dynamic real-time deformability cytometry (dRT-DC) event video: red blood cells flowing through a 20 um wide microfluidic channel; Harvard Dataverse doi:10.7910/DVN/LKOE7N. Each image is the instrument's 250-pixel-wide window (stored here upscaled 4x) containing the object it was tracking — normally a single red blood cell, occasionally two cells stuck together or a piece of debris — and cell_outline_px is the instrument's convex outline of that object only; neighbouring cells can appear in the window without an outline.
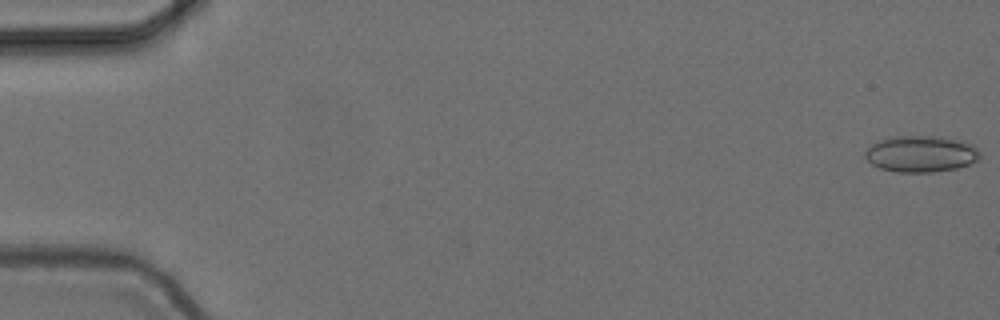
{"species": "common noctule bat (a hibernating species)", "species_latin": "Nyctalus noctula", "temperature_condition": "cold", "stored_images_in_passage": 56, "camera_frame_rate_fps": 3000, "um_per_image_px": 0.085, "animal": {"sex": "female", "body_mass_g": 24.6, "forearm_length_mm": 56.2}, "frame": {"image": 1, "passage_image": 1, "time_ms": 0.0, "image_size_px": [1000, 320], "cell_outline_px": [[980, 160], [956, 168], [932, 172], [896, 172], [880, 168], [872, 164], [864, 156], [864, 152], [872, 144], [880, 140], [896, 136], [940, 136], [964, 140], [972, 144], [980, 152]], "centroid_in_image_um": [78.31, 13.07], "position_along_channel_um": 6.7, "area_um2": 24.51}}
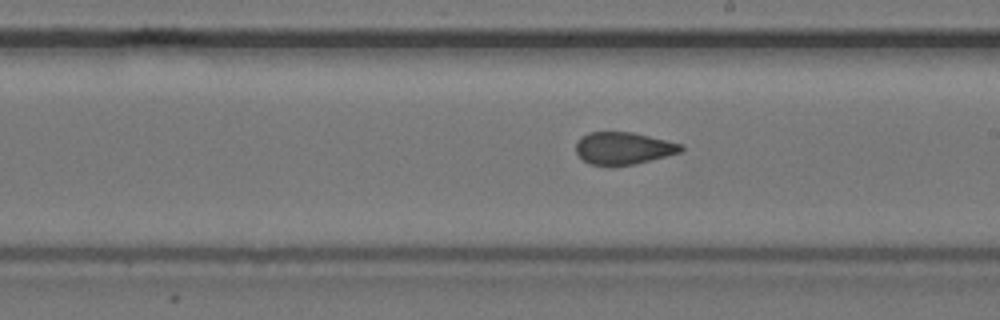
{"frame": {"image": 2, "passage_image": 32, "time_ms": 10.333, "image_size_px": [1000, 320], "cell_outline_px": [[684, 148], [680, 152], [636, 164], [608, 168], [592, 164], [584, 160], [576, 152], [576, 140], [580, 136], [588, 132], [632, 132], [684, 144]], "centroid_in_image_um": [52.96, 12.62], "position_along_channel_um": 236.0, "area_um2": 20.17}}
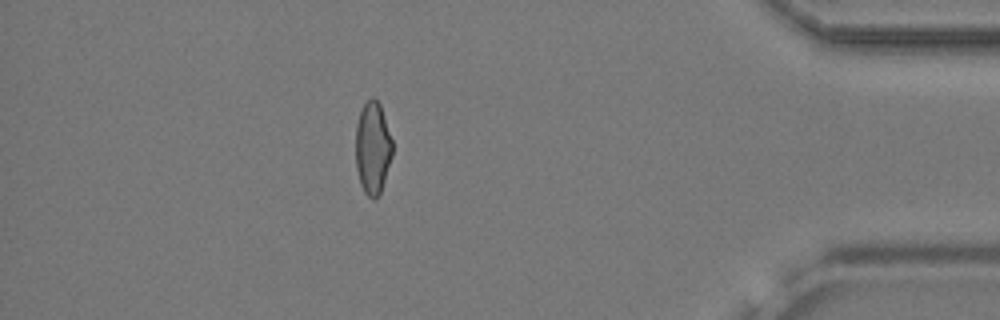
{"frame": {"image": 3, "passage_image": 49, "time_ms": 16.0, "image_size_px": [1000, 320], "cell_outline_px": [[392, 156], [380, 196], [376, 200], [372, 200], [364, 192], [360, 184], [356, 168], [356, 124], [360, 112], [364, 104], [372, 96], [380, 104], [392, 140]], "centroid_in_image_um": [31.68, 12.63], "position_along_channel_um": 403.5, "area_um2": 19.94}, "authors_computed_cell_mechanics": {"area_um2": 20.9236, "velocity_mm_per_s": 3.7319, "shape_relaxation_time_tau1_ms": null, "shape_relaxation_time_tau2_ms": 1.257, "deformation_change_tau1": null, "deformation_change_tau2": 0.0598}}